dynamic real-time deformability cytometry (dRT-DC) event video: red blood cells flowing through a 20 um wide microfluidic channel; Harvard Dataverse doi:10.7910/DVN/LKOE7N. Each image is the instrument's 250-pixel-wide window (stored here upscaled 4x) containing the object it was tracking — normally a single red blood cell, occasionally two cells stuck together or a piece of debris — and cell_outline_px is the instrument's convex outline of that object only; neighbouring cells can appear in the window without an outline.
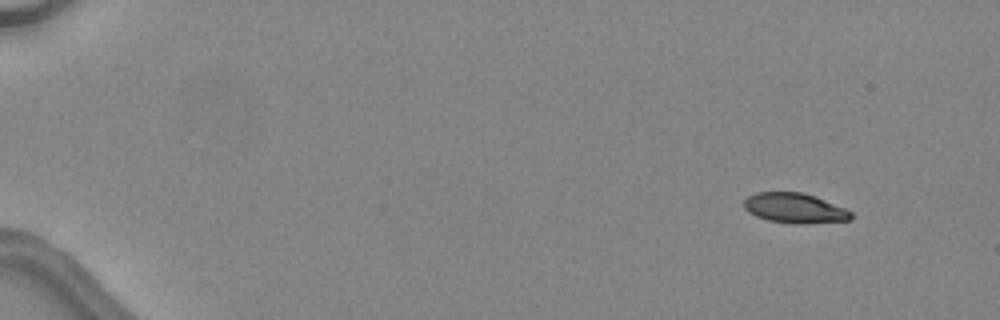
{"species": "common noctule bat (a hibernating species)", "species_latin": "Nyctalus noctula", "temperature_condition": "warm", "stored_images_in_passage": 5, "camera_frame_rate_fps": 3000, "um_per_image_px": 0.085, "animal": {"sex": "female", "body_mass_g": 24.6, "forearm_length_mm": 56.2}, "frame": {"image": 1, "passage_image": 1, "time_ms": 0.0, "image_size_px": [1000, 320], "cell_outline_px": [[852, 220], [804, 224], [792, 224], [768, 220], [756, 216], [748, 212], [744, 208], [744, 200], [748, 196], [756, 192], [804, 192], [816, 196], [844, 208], [852, 212]], "centroid_in_image_um": [67.55, 17.69], "position_along_channel_um": 17.5, "area_um2": 18.9}}
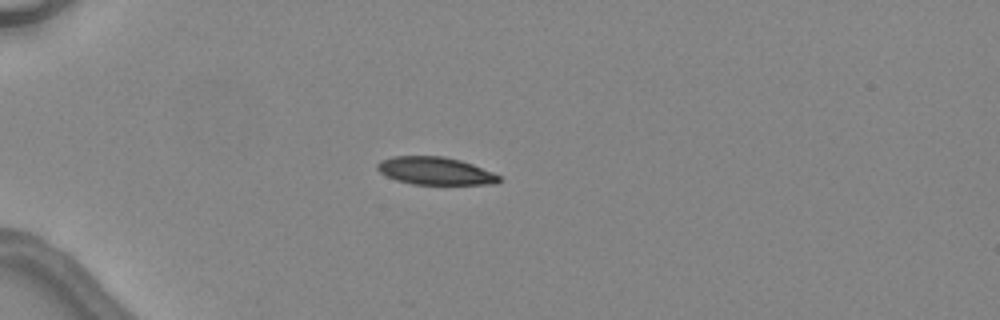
{"frame": {"image": 2, "passage_image": 3, "time_ms": 3.333, "image_size_px": [1000, 320], "cell_outline_px": [[500, 180], [496, 184], [412, 184], [396, 180], [380, 172], [376, 168], [376, 164], [380, 160], [392, 156], [444, 156], [460, 160], [472, 164], [492, 172], [500, 176]], "centroid_in_image_um": [36.97, 14.52], "position_along_channel_um": 48.0, "area_um2": 19.59}}